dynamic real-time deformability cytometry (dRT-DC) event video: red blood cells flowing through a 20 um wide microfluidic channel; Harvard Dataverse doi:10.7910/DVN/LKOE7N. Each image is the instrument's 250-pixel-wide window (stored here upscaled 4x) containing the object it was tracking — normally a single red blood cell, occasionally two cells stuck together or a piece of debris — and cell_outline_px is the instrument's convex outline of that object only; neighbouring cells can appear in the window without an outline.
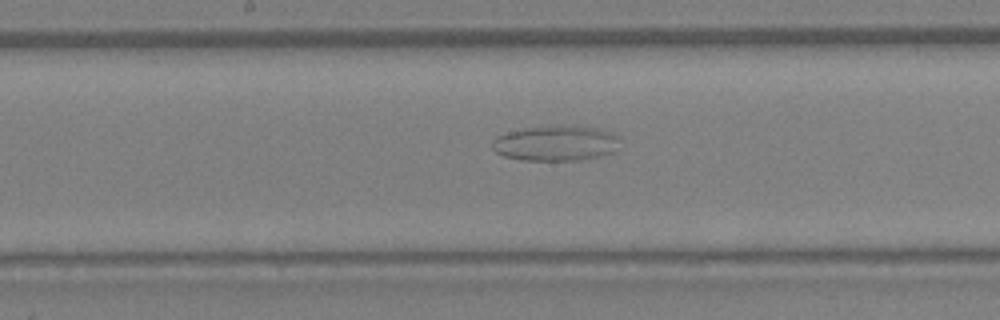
{"species": "Egyptian fruit bat (a non-hibernating species)", "species_latin": "Rousettus aegyptiacus", "temperature_condition": "warm", "stored_images_in_passage": 38, "camera_frame_rate_fps": 3000, "um_per_image_px": 0.085, "animal": {"sex": "female"}, "frame": {"image": 1, "passage_image": 18, "time_ms": 5.667, "image_size_px": [1000, 320], "cell_outline_px": [[620, 136], [616, 152], [600, 156], [580, 160], [524, 160], [504, 156], [496, 152], [492, 148], [492, 140], [496, 136], [508, 132], [528, 128], [572, 124], [600, 128], [612, 132]], "centroid_in_image_um": [47.3, 12.16], "position_along_channel_um": 200.9, "area_um2": 26.65}}
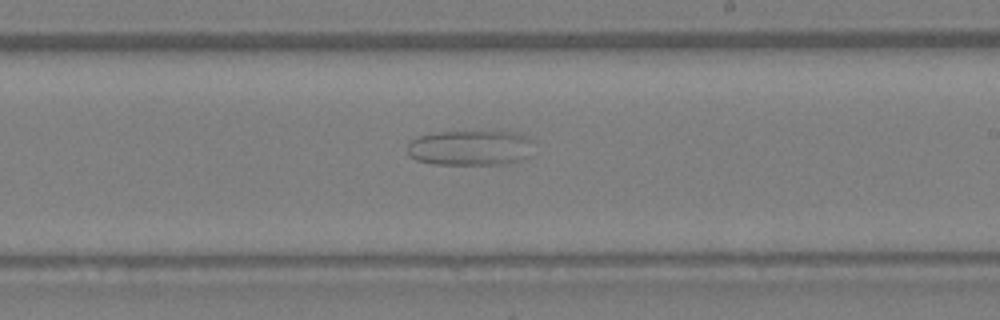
{"frame": {"image": 2, "passage_image": 21, "time_ms": 6.667, "image_size_px": [1000, 320], "cell_outline_px": [[532, 140], [528, 156], [516, 160], [500, 164], [432, 164], [416, 160], [408, 156], [408, 144], [416, 136], [440, 132], [520, 132], [528, 136]], "centroid_in_image_um": [39.93, 12.56], "position_along_channel_um": 249.1, "area_um2": 25.78}}
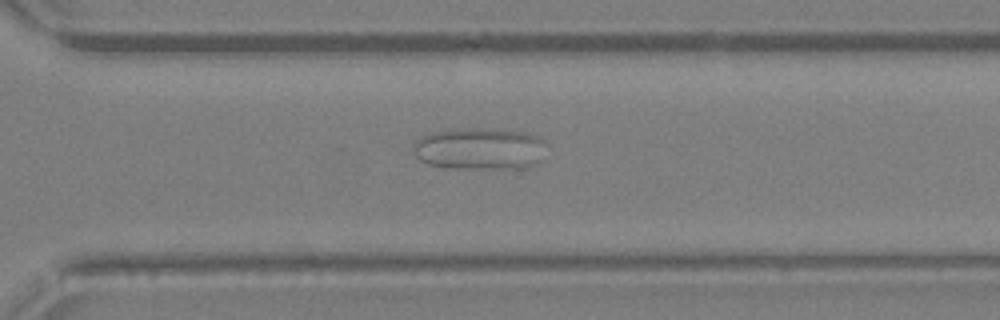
{"frame": {"image": 3, "passage_image": 26, "time_ms": 8.333, "image_size_px": [1000, 320], "cell_outline_px": [[548, 144], [540, 160], [536, 164], [528, 168], [448, 168], [428, 164], [420, 160], [412, 152], [412, 144], [424, 136], [432, 132], [464, 128], [492, 128], [524, 132], [536, 136], [544, 140]], "centroid_in_image_um": [40.8, 12.64], "position_along_channel_um": 329.8, "area_um2": 32.95}}